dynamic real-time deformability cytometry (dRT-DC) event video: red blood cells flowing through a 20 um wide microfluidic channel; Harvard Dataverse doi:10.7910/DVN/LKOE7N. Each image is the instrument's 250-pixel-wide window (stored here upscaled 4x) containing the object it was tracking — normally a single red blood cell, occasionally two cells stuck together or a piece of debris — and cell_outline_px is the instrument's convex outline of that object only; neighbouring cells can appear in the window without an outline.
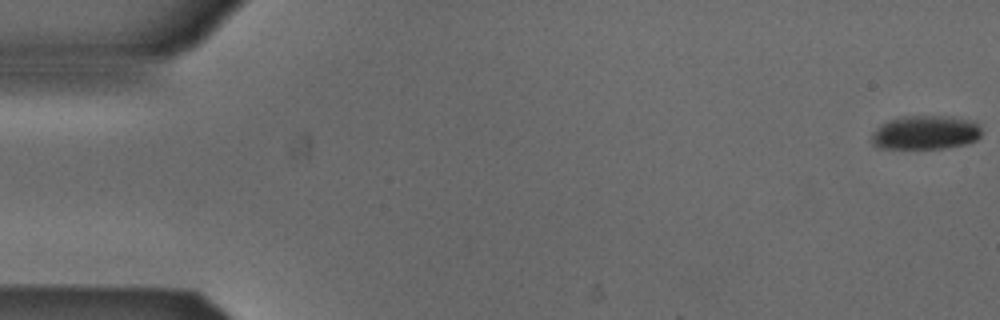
{"species": "Egyptian fruit bat (a non-hibernating species)", "species_latin": "Rousettus aegyptiacus", "temperature_condition": "cold", "stored_images_in_passage": 10, "camera_frame_rate_fps": 3000, "um_per_image_px": 0.085, "animal": {"sex": "male"}, "frame": {"image": 1, "passage_image": 1, "time_ms": 0.0, "image_size_px": [1000, 320], "cell_outline_px": [[980, 136], [976, 140], [964, 144], [944, 148], [880, 148], [872, 144], [872, 132], [884, 124], [892, 120], [904, 116], [952, 116], [976, 120], [980, 128]], "centroid_in_image_um": [78.71, 11.26], "position_along_channel_um": 6.3, "area_um2": 21.62}}